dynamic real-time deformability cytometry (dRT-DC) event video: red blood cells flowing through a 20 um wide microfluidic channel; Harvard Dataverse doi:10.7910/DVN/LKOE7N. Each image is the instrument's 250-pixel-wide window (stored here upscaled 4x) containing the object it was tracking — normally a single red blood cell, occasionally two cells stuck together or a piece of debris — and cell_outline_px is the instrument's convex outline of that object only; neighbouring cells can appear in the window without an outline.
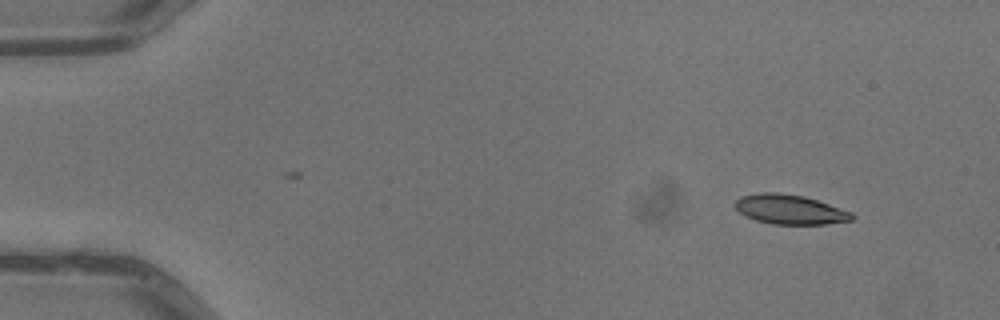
{"species": "common noctule bat (a hibernating species)", "species_latin": "Nyctalus noctula", "temperature_condition": "warm", "stored_images_in_passage": 4, "camera_frame_rate_fps": 3000, "um_per_image_px": 0.085, "animal": {"sex": "male", "body_mass_g": 13.3}, "frame": {"image": 1, "passage_image": 1, "time_ms": 0.0, "image_size_px": [1000, 320], "cell_outline_px": [[856, 216], [852, 220], [824, 224], [772, 224], [756, 220], [744, 216], [736, 208], [736, 200], [740, 196], [760, 192], [776, 192], [804, 196], [852, 212]], "centroid_in_image_um": [67.13, 17.8], "position_along_channel_um": 17.9, "area_um2": 20.06}}
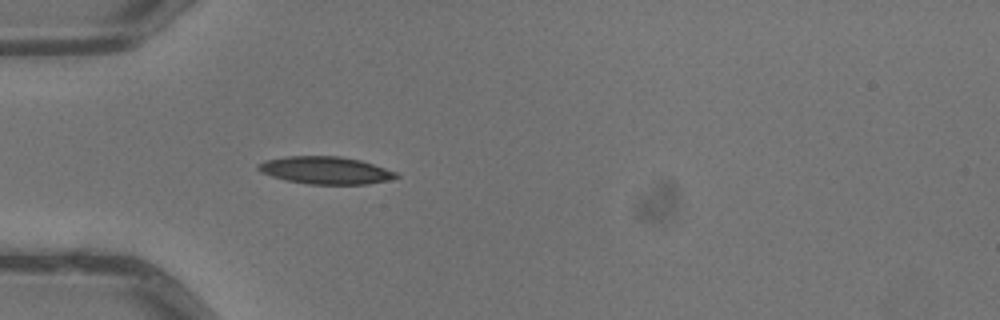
{"frame": {"image": 2, "passage_image": 4, "time_ms": 1.0, "image_size_px": [1000, 320], "cell_outline_px": [[400, 176], [388, 180], [368, 184], [308, 184], [288, 180], [272, 176], [260, 172], [256, 168], [256, 164], [264, 160], [284, 156], [340, 156], [360, 160], [396, 172]], "centroid_in_image_um": [27.62, 14.47], "position_along_channel_um": 57.4, "area_um2": 22.02}}